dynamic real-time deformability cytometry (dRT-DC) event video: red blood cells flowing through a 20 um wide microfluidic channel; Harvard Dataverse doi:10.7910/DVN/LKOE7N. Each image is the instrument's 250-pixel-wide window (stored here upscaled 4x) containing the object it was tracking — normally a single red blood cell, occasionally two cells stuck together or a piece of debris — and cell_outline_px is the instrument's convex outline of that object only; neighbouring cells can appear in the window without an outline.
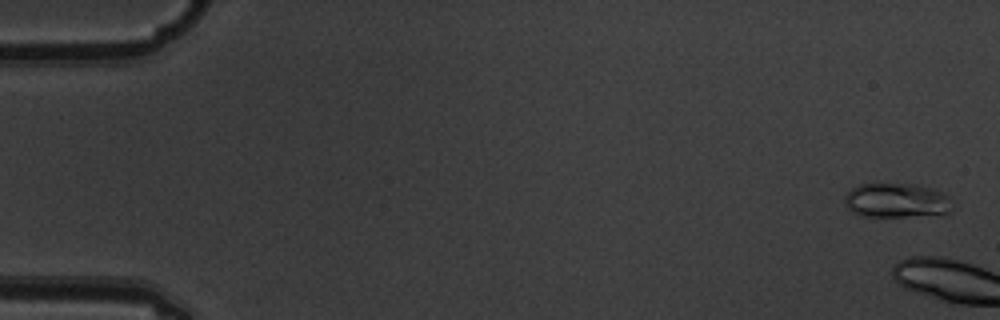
{"species": "common noctule bat (a hibernating species)", "species_latin": "Nyctalus noctula", "temperature_condition": "warm", "stored_images_in_passage": 8, "camera_frame_rate_fps": 3000, "um_per_image_px": 0.085, "animal": {"sex": "male", "body_mass_g": 19.5, "forearm_length_mm": 54.6}, "frame": {"image": 1, "passage_image": 1, "time_ms": 0.0, "image_size_px": [1000, 320], "cell_outline_px": [[948, 212], [908, 216], [860, 216], [852, 212], [844, 204], [844, 196], [852, 188], [860, 184], [876, 180], [916, 184], [932, 188], [944, 192], [948, 196]], "centroid_in_image_um": [76.08, 16.96], "position_along_channel_um": 8.9, "area_um2": 22.08}}
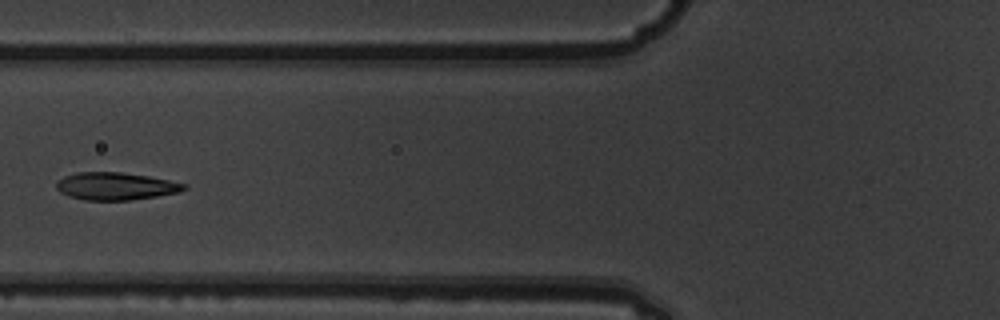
{"frame": {"image": 2, "passage_image": 8, "time_ms": 2.333, "image_size_px": [1000, 320], "cell_outline_px": [[188, 188], [180, 192], [132, 200], [84, 200], [68, 196], [60, 192], [56, 188], [56, 184], [64, 176], [76, 172], [120, 172], [148, 176], [188, 184]], "centroid_in_image_um": [9.85, 15.83], "position_along_channel_um": 116.0, "area_um2": 20.52}}